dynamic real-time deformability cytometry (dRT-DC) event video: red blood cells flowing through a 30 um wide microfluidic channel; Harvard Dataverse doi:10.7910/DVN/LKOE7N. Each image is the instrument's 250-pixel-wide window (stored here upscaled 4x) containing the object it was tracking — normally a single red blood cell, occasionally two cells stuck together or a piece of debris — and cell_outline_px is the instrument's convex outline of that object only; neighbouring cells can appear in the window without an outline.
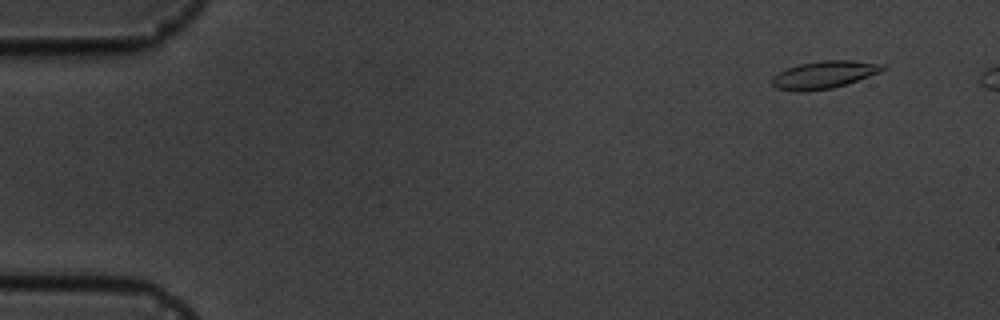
{"species": "common noctule bat (a hibernating species)", "species_latin": "Nyctalus noctula", "temperature_condition": "cold", "stored_images_in_passage": 7, "camera_frame_rate_fps": 3000, "um_per_image_px": 0.085, "animal": {"sex": "male", "body_mass_g": 19.5, "forearm_length_mm": 54.6}, "frame": {"image": 1, "passage_image": 1, "time_ms": 0.0, "image_size_px": [1000, 320], "cell_outline_px": [[888, 68], [880, 72], [848, 84], [832, 88], [808, 92], [796, 92], [776, 88], [772, 84], [772, 76], [788, 68], [800, 64], [824, 60], [852, 60], [888, 64]], "centroid_in_image_um": [70.1, 6.36], "position_along_channel_um": 14.9, "area_um2": 18.03}}
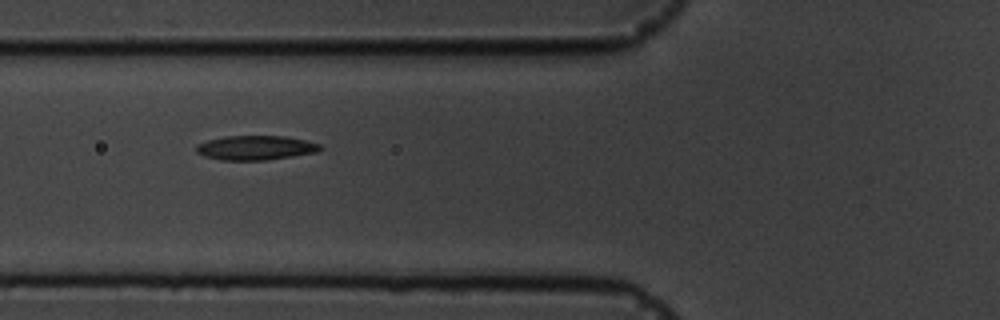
{"frame": {"image": 2, "passage_image": 6, "time_ms": 5.667, "image_size_px": [1000, 320], "cell_outline_px": [[324, 148], [316, 152], [292, 156], [264, 160], [224, 160], [204, 156], [196, 152], [196, 144], [208, 140], [224, 136], [288, 136], [320, 144]], "centroid_in_image_um": [21.72, 12.55], "position_along_channel_um": 104.1, "area_um2": 17.57}}
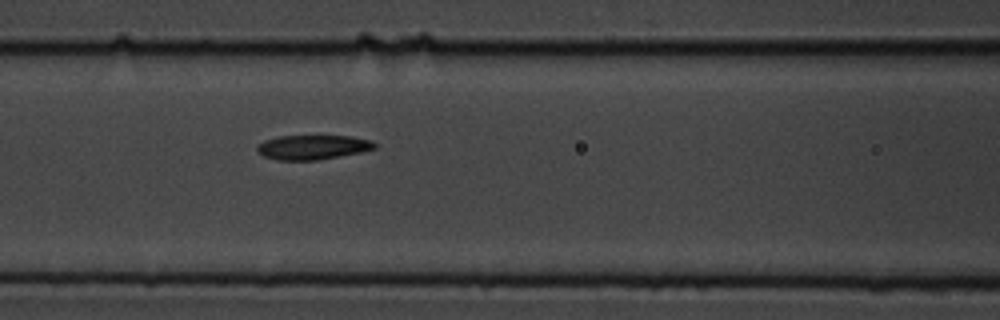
{"frame": {"image": 3, "passage_image": 7, "time_ms": 6.667, "image_size_px": [1000, 320], "cell_outline_px": [[376, 148], [360, 152], [316, 160], [280, 160], [264, 156], [256, 148], [264, 140], [280, 136], [352, 136], [372, 140], [376, 144]], "centroid_in_image_um": [26.61, 12.5], "position_along_channel_um": 140.0, "area_um2": 16.53}}